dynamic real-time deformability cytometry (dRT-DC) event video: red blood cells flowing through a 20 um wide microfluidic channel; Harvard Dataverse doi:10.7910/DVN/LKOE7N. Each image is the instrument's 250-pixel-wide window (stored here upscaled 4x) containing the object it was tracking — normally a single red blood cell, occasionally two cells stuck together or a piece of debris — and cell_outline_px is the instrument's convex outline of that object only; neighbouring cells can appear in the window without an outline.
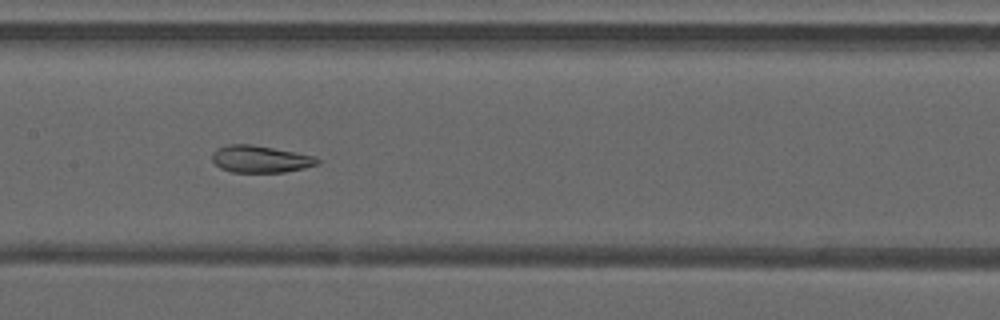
{"species": "common noctule bat (a hibernating species)", "species_latin": "Nyctalus noctula", "temperature_condition": "warm", "stored_images_in_passage": 48, "camera_frame_rate_fps": 3000, "um_per_image_px": 0.085, "animal": {"sex": "male", "forearm_length_mm": 52.5}, "frame": {"image": 1, "passage_image": 24, "time_ms": 7.667, "image_size_px": [1000, 320], "cell_outline_px": [[320, 164], [304, 168], [284, 172], [232, 172], [220, 168], [212, 160], [212, 152], [216, 148], [228, 144], [252, 144], [296, 152], [312, 156], [320, 160]], "centroid_in_image_um": [22.11, 13.51], "position_along_channel_um": 185.3, "area_um2": 16.65}}
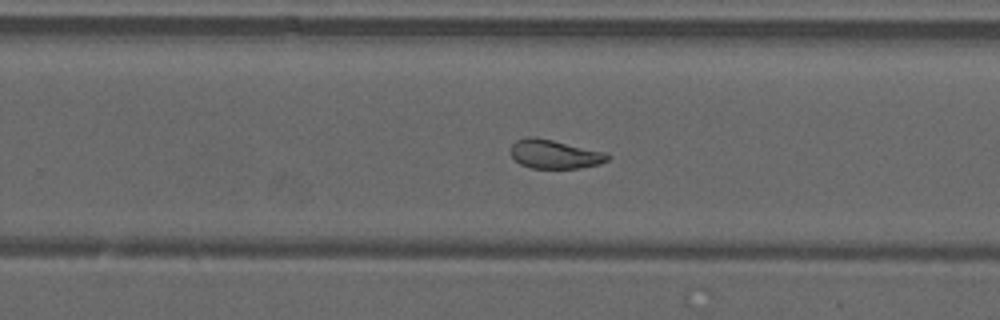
{"frame": {"image": 2, "passage_image": 31, "time_ms": 10.0, "image_size_px": [1000, 320], "cell_outline_px": [[612, 156], [608, 160], [600, 164], [580, 168], [532, 168], [520, 164], [508, 152], [508, 148], [516, 140], [528, 136], [536, 136], [608, 152]], "centroid_in_image_um": [47.15, 13.08], "position_along_channel_um": 282.7, "area_um2": 16.76}}
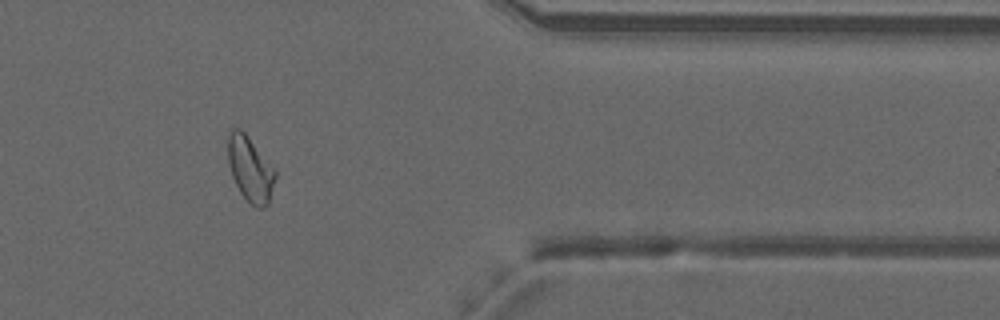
{"frame": {"image": 3, "passage_image": 40, "time_ms": 13.0, "image_size_px": [1000, 320], "cell_outline_px": [[276, 176], [268, 204], [264, 208], [256, 208], [240, 192], [232, 176], [228, 160], [228, 132], [232, 128], [240, 128], [244, 132], [276, 168]], "centroid_in_image_um": [21.28, 14.35], "position_along_channel_um": 390.1, "area_um2": 17.98}, "authors_computed_cell_mechanics": {"area_um2": 19.1318, "velocity_mm_per_s": 4.2026, "shape_relaxation_time_tau1_ms": null, "shape_relaxation_time_tau2_ms": 1.3063, "deformation_change_tau1": null, "deformation_change_tau2": 0.0782}}